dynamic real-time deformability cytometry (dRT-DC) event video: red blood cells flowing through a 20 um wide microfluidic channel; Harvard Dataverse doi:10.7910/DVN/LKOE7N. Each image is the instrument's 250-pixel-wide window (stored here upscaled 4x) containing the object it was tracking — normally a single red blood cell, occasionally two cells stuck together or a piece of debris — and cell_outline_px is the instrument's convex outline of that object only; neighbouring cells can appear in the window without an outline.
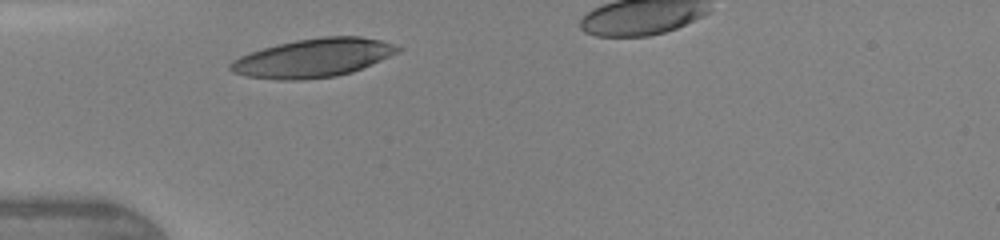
{"species": "human", "species_latin": "Homo sapiens", "temperature_condition": "warm", "stored_images_in_passage": 26, "camera_frame_rate_fps": 3000, "um_per_image_px": 0.085, "donor": {"sex": "female"}, "frame": {"image": 1, "passage_image": 1, "time_ms": 0.0, "image_size_px": [1000, 240], "cell_outline_px": [[400, 48], [396, 52], [380, 60], [352, 72], [336, 76], [300, 80], [276, 80], [248, 76], [232, 72], [228, 68], [228, 64], [232, 60], [240, 56], [276, 44], [296, 40], [324, 36], [360, 36], [380, 40], [392, 44]], "centroid_in_image_um": [26.56, 4.93], "position_along_channel_um": 58.4, "area_um2": 37.28}, "authors_computed_cell_mechanics": {"area_um2": 36.2984, "velocity_mm_per_s": 4.3298, "shape_relaxation_time_tau1_ms": 2.5149, "shape_relaxation_time_tau2_ms": null, "deformation_change_tau1": 0.1545, "deformation_change_tau2": null}}